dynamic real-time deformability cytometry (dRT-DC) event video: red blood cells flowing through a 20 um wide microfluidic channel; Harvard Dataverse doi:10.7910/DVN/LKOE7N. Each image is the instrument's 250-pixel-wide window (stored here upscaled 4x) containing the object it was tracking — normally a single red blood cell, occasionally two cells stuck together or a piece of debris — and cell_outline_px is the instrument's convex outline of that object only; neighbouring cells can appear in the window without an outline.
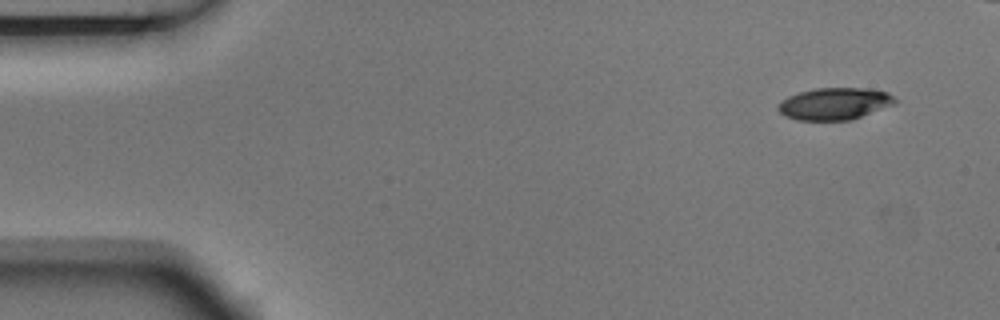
{"species": "Egyptian fruit bat (a non-hibernating species)", "species_latin": "Rousettus aegyptiacus", "temperature_condition": "room temperature", "stored_images_in_passage": 5, "camera_frame_rate_fps": 3000, "um_per_image_px": 0.085, "animal": {"sex": "male"}, "frame": {"image": 1, "passage_image": 1, "time_ms": 0.0, "image_size_px": [1000, 320], "cell_outline_px": [[900, 100], [896, 104], [852, 120], [796, 120], [784, 116], [776, 108], [776, 104], [788, 96], [800, 92], [816, 88], [868, 88], [888, 92]], "centroid_in_image_um": [70.97, 8.82], "position_along_channel_um": 14.0, "area_um2": 22.2}}